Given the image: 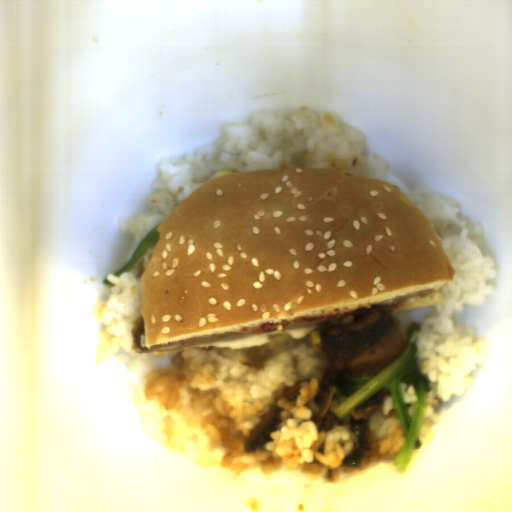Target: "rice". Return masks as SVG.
<instances>
[{
    "instance_id": "652b925c",
    "label": "rice",
    "mask_w": 512,
    "mask_h": 512,
    "mask_svg": "<svg viewBox=\"0 0 512 512\" xmlns=\"http://www.w3.org/2000/svg\"><path fill=\"white\" fill-rule=\"evenodd\" d=\"M153 252L149 246L128 272L105 277L115 286L97 308L98 324L104 326L93 360L99 365L115 357L137 375L132 401L143 434L182 455L193 442L199 453L194 463L222 467L236 477L254 469L276 473L284 463L289 471L302 465L299 473L307 482L321 477L326 484L339 483L337 467L355 451L358 438L350 429V413L341 420L335 416L330 429L320 433L311 421L320 411L313 400L330 362L313 349L310 334L302 339L286 332L269 335L267 344L244 349H184L169 366L132 349L133 323L142 316L141 277ZM297 381H302L301 395L293 402L283 399ZM275 403L283 409L273 441L256 454L244 453L249 429Z\"/></svg>"
},
{
    "instance_id": "023b6e5f",
    "label": "rice",
    "mask_w": 512,
    "mask_h": 512,
    "mask_svg": "<svg viewBox=\"0 0 512 512\" xmlns=\"http://www.w3.org/2000/svg\"><path fill=\"white\" fill-rule=\"evenodd\" d=\"M157 174L147 193L145 211L118 217L122 235L133 234L129 259L147 234L202 184L221 171L318 168L389 183L391 165L379 152L368 154L364 130L345 123L334 111L300 106L290 114L255 110L249 120L222 125L211 143L195 153L175 154L155 162Z\"/></svg>"
},
{
    "instance_id": "8eca5e8b",
    "label": "rice",
    "mask_w": 512,
    "mask_h": 512,
    "mask_svg": "<svg viewBox=\"0 0 512 512\" xmlns=\"http://www.w3.org/2000/svg\"><path fill=\"white\" fill-rule=\"evenodd\" d=\"M409 198L440 236L443 251L455 270L453 280L439 288L441 303L432 306V314L418 323L421 331H415L409 341L418 346L416 367L429 378L432 388L426 394L418 435L422 448H414L409 461L412 463L434 437L431 424H438L441 419L437 413L441 402L474 390L476 380L469 375L491 354L490 341L478 336L475 326L460 323L454 313H463L465 305H484L495 292L487 280L498 278V272L481 221L463 217L458 199L446 197L423 183L414 184Z\"/></svg>"
},
{
    "instance_id": "acb35da6",
    "label": "rice",
    "mask_w": 512,
    "mask_h": 512,
    "mask_svg": "<svg viewBox=\"0 0 512 512\" xmlns=\"http://www.w3.org/2000/svg\"><path fill=\"white\" fill-rule=\"evenodd\" d=\"M384 388L388 395L383 397L381 412L373 413L366 425L373 439H377L379 454L389 453L395 459L407 440L389 385Z\"/></svg>"
}]
</instances>
